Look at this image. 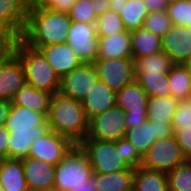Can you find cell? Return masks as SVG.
<instances>
[{"label":"cell","mask_w":191,"mask_h":191,"mask_svg":"<svg viewBox=\"0 0 191 191\" xmlns=\"http://www.w3.org/2000/svg\"><path fill=\"white\" fill-rule=\"evenodd\" d=\"M71 22L68 13L53 12L31 0L21 39L35 49L66 43Z\"/></svg>","instance_id":"6da1fadb"},{"label":"cell","mask_w":191,"mask_h":191,"mask_svg":"<svg viewBox=\"0 0 191 191\" xmlns=\"http://www.w3.org/2000/svg\"><path fill=\"white\" fill-rule=\"evenodd\" d=\"M5 127L10 131L8 159L28 157L34 141L50 131L43 114L19 105H11Z\"/></svg>","instance_id":"7a4b0ae2"},{"label":"cell","mask_w":191,"mask_h":191,"mask_svg":"<svg viewBox=\"0 0 191 191\" xmlns=\"http://www.w3.org/2000/svg\"><path fill=\"white\" fill-rule=\"evenodd\" d=\"M47 122L50 130L67 137L73 144H80L89 130L82 101L60 93L52 95Z\"/></svg>","instance_id":"3957f363"},{"label":"cell","mask_w":191,"mask_h":191,"mask_svg":"<svg viewBox=\"0 0 191 191\" xmlns=\"http://www.w3.org/2000/svg\"><path fill=\"white\" fill-rule=\"evenodd\" d=\"M7 46L20 59L27 84L53 95L59 93L61 77L39 49L27 45L21 38Z\"/></svg>","instance_id":"277c9868"},{"label":"cell","mask_w":191,"mask_h":191,"mask_svg":"<svg viewBox=\"0 0 191 191\" xmlns=\"http://www.w3.org/2000/svg\"><path fill=\"white\" fill-rule=\"evenodd\" d=\"M93 178V168L88 154L79 144H74L56 165L54 188L69 191Z\"/></svg>","instance_id":"5b68a950"},{"label":"cell","mask_w":191,"mask_h":191,"mask_svg":"<svg viewBox=\"0 0 191 191\" xmlns=\"http://www.w3.org/2000/svg\"><path fill=\"white\" fill-rule=\"evenodd\" d=\"M79 145L88 154L93 173L108 174L130 168L122 159L115 142L84 139Z\"/></svg>","instance_id":"8992f818"},{"label":"cell","mask_w":191,"mask_h":191,"mask_svg":"<svg viewBox=\"0 0 191 191\" xmlns=\"http://www.w3.org/2000/svg\"><path fill=\"white\" fill-rule=\"evenodd\" d=\"M31 0H0V45L22 37Z\"/></svg>","instance_id":"52a82bcc"},{"label":"cell","mask_w":191,"mask_h":191,"mask_svg":"<svg viewBox=\"0 0 191 191\" xmlns=\"http://www.w3.org/2000/svg\"><path fill=\"white\" fill-rule=\"evenodd\" d=\"M187 159L174 135L156 140L142 156L141 167L168 173Z\"/></svg>","instance_id":"ba28073f"},{"label":"cell","mask_w":191,"mask_h":191,"mask_svg":"<svg viewBox=\"0 0 191 191\" xmlns=\"http://www.w3.org/2000/svg\"><path fill=\"white\" fill-rule=\"evenodd\" d=\"M25 83L20 59L7 45H0V99L12 101Z\"/></svg>","instance_id":"9c48e42d"},{"label":"cell","mask_w":191,"mask_h":191,"mask_svg":"<svg viewBox=\"0 0 191 191\" xmlns=\"http://www.w3.org/2000/svg\"><path fill=\"white\" fill-rule=\"evenodd\" d=\"M126 131L125 112L115 105L89 120V130L85 139L116 142L125 137Z\"/></svg>","instance_id":"30bf717a"},{"label":"cell","mask_w":191,"mask_h":191,"mask_svg":"<svg viewBox=\"0 0 191 191\" xmlns=\"http://www.w3.org/2000/svg\"><path fill=\"white\" fill-rule=\"evenodd\" d=\"M93 64L99 80L116 93L136 80L133 58L97 59Z\"/></svg>","instance_id":"8fae6325"},{"label":"cell","mask_w":191,"mask_h":191,"mask_svg":"<svg viewBox=\"0 0 191 191\" xmlns=\"http://www.w3.org/2000/svg\"><path fill=\"white\" fill-rule=\"evenodd\" d=\"M66 43L83 63H94L98 51L96 23L72 21Z\"/></svg>","instance_id":"7c38bea8"},{"label":"cell","mask_w":191,"mask_h":191,"mask_svg":"<svg viewBox=\"0 0 191 191\" xmlns=\"http://www.w3.org/2000/svg\"><path fill=\"white\" fill-rule=\"evenodd\" d=\"M99 80L93 63H82L60 79L59 93L82 101Z\"/></svg>","instance_id":"4fadbf2b"},{"label":"cell","mask_w":191,"mask_h":191,"mask_svg":"<svg viewBox=\"0 0 191 191\" xmlns=\"http://www.w3.org/2000/svg\"><path fill=\"white\" fill-rule=\"evenodd\" d=\"M174 135L171 122H158L147 119L126 131L125 138L143 156L156 141Z\"/></svg>","instance_id":"5bb4252c"},{"label":"cell","mask_w":191,"mask_h":191,"mask_svg":"<svg viewBox=\"0 0 191 191\" xmlns=\"http://www.w3.org/2000/svg\"><path fill=\"white\" fill-rule=\"evenodd\" d=\"M74 144L64 136L50 130L31 145L28 157L57 165Z\"/></svg>","instance_id":"9a60e30c"},{"label":"cell","mask_w":191,"mask_h":191,"mask_svg":"<svg viewBox=\"0 0 191 191\" xmlns=\"http://www.w3.org/2000/svg\"><path fill=\"white\" fill-rule=\"evenodd\" d=\"M162 51L175 64H182L191 59V28L186 26L172 27L161 37Z\"/></svg>","instance_id":"2e32d148"},{"label":"cell","mask_w":191,"mask_h":191,"mask_svg":"<svg viewBox=\"0 0 191 191\" xmlns=\"http://www.w3.org/2000/svg\"><path fill=\"white\" fill-rule=\"evenodd\" d=\"M22 164L29 191H38L54 187L56 165L31 157L23 158Z\"/></svg>","instance_id":"e0dca14e"},{"label":"cell","mask_w":191,"mask_h":191,"mask_svg":"<svg viewBox=\"0 0 191 191\" xmlns=\"http://www.w3.org/2000/svg\"><path fill=\"white\" fill-rule=\"evenodd\" d=\"M39 50L60 77L83 63L67 43L43 46Z\"/></svg>","instance_id":"ac0fdd59"},{"label":"cell","mask_w":191,"mask_h":191,"mask_svg":"<svg viewBox=\"0 0 191 191\" xmlns=\"http://www.w3.org/2000/svg\"><path fill=\"white\" fill-rule=\"evenodd\" d=\"M82 105L87 119L90 120L116 105V92L110 89L103 81L98 80L82 100Z\"/></svg>","instance_id":"d6986e66"},{"label":"cell","mask_w":191,"mask_h":191,"mask_svg":"<svg viewBox=\"0 0 191 191\" xmlns=\"http://www.w3.org/2000/svg\"><path fill=\"white\" fill-rule=\"evenodd\" d=\"M133 58L131 31L98 37L97 59Z\"/></svg>","instance_id":"ffe728a7"},{"label":"cell","mask_w":191,"mask_h":191,"mask_svg":"<svg viewBox=\"0 0 191 191\" xmlns=\"http://www.w3.org/2000/svg\"><path fill=\"white\" fill-rule=\"evenodd\" d=\"M51 93L38 90L31 85L25 83L15 94L11 105H19L21 107L31 109L43 114L46 118L49 113Z\"/></svg>","instance_id":"44dd1931"},{"label":"cell","mask_w":191,"mask_h":191,"mask_svg":"<svg viewBox=\"0 0 191 191\" xmlns=\"http://www.w3.org/2000/svg\"><path fill=\"white\" fill-rule=\"evenodd\" d=\"M149 96L134 80L116 93V105L124 112L147 113Z\"/></svg>","instance_id":"7402d4cb"},{"label":"cell","mask_w":191,"mask_h":191,"mask_svg":"<svg viewBox=\"0 0 191 191\" xmlns=\"http://www.w3.org/2000/svg\"><path fill=\"white\" fill-rule=\"evenodd\" d=\"M0 185L5 191H29L22 159H4L0 161Z\"/></svg>","instance_id":"603a6c76"},{"label":"cell","mask_w":191,"mask_h":191,"mask_svg":"<svg viewBox=\"0 0 191 191\" xmlns=\"http://www.w3.org/2000/svg\"><path fill=\"white\" fill-rule=\"evenodd\" d=\"M134 168L108 174L93 173L97 191H133Z\"/></svg>","instance_id":"cb8c5ba5"},{"label":"cell","mask_w":191,"mask_h":191,"mask_svg":"<svg viewBox=\"0 0 191 191\" xmlns=\"http://www.w3.org/2000/svg\"><path fill=\"white\" fill-rule=\"evenodd\" d=\"M133 191H169L167 173L137 167L133 180Z\"/></svg>","instance_id":"d4e9b609"},{"label":"cell","mask_w":191,"mask_h":191,"mask_svg":"<svg viewBox=\"0 0 191 191\" xmlns=\"http://www.w3.org/2000/svg\"><path fill=\"white\" fill-rule=\"evenodd\" d=\"M131 45L134 60L162 51L161 37L143 27L131 31Z\"/></svg>","instance_id":"484cf974"},{"label":"cell","mask_w":191,"mask_h":191,"mask_svg":"<svg viewBox=\"0 0 191 191\" xmlns=\"http://www.w3.org/2000/svg\"><path fill=\"white\" fill-rule=\"evenodd\" d=\"M179 100L171 95L149 97L147 115L149 120L172 122Z\"/></svg>","instance_id":"4316f807"},{"label":"cell","mask_w":191,"mask_h":191,"mask_svg":"<svg viewBox=\"0 0 191 191\" xmlns=\"http://www.w3.org/2000/svg\"><path fill=\"white\" fill-rule=\"evenodd\" d=\"M119 14L126 30L142 28L149 11L143 0H122Z\"/></svg>","instance_id":"83f0119b"},{"label":"cell","mask_w":191,"mask_h":191,"mask_svg":"<svg viewBox=\"0 0 191 191\" xmlns=\"http://www.w3.org/2000/svg\"><path fill=\"white\" fill-rule=\"evenodd\" d=\"M134 62L135 74H168L172 67L175 65L172 59L163 51L144 57H137Z\"/></svg>","instance_id":"f1b7e54d"},{"label":"cell","mask_w":191,"mask_h":191,"mask_svg":"<svg viewBox=\"0 0 191 191\" xmlns=\"http://www.w3.org/2000/svg\"><path fill=\"white\" fill-rule=\"evenodd\" d=\"M170 95L177 100L191 99V78L182 64H175L168 73Z\"/></svg>","instance_id":"f546056e"},{"label":"cell","mask_w":191,"mask_h":191,"mask_svg":"<svg viewBox=\"0 0 191 191\" xmlns=\"http://www.w3.org/2000/svg\"><path fill=\"white\" fill-rule=\"evenodd\" d=\"M136 81L149 97L170 95L168 74L143 73L135 74Z\"/></svg>","instance_id":"4dcf8cb0"},{"label":"cell","mask_w":191,"mask_h":191,"mask_svg":"<svg viewBox=\"0 0 191 191\" xmlns=\"http://www.w3.org/2000/svg\"><path fill=\"white\" fill-rule=\"evenodd\" d=\"M169 191H191V160L167 173Z\"/></svg>","instance_id":"1f68e13d"},{"label":"cell","mask_w":191,"mask_h":191,"mask_svg":"<svg viewBox=\"0 0 191 191\" xmlns=\"http://www.w3.org/2000/svg\"><path fill=\"white\" fill-rule=\"evenodd\" d=\"M96 30L98 37L111 36L126 31L120 15L113 10H109L97 18Z\"/></svg>","instance_id":"d6a6232c"},{"label":"cell","mask_w":191,"mask_h":191,"mask_svg":"<svg viewBox=\"0 0 191 191\" xmlns=\"http://www.w3.org/2000/svg\"><path fill=\"white\" fill-rule=\"evenodd\" d=\"M167 13L172 25L191 28V0H171Z\"/></svg>","instance_id":"836d02e7"},{"label":"cell","mask_w":191,"mask_h":191,"mask_svg":"<svg viewBox=\"0 0 191 191\" xmlns=\"http://www.w3.org/2000/svg\"><path fill=\"white\" fill-rule=\"evenodd\" d=\"M172 27L167 11L149 12L144 20L143 28L162 37Z\"/></svg>","instance_id":"e575fe53"},{"label":"cell","mask_w":191,"mask_h":191,"mask_svg":"<svg viewBox=\"0 0 191 191\" xmlns=\"http://www.w3.org/2000/svg\"><path fill=\"white\" fill-rule=\"evenodd\" d=\"M90 0H76L68 12L71 21L83 23H96L97 16Z\"/></svg>","instance_id":"d590c367"},{"label":"cell","mask_w":191,"mask_h":191,"mask_svg":"<svg viewBox=\"0 0 191 191\" xmlns=\"http://www.w3.org/2000/svg\"><path fill=\"white\" fill-rule=\"evenodd\" d=\"M171 124L174 133L191 127V99L179 100Z\"/></svg>","instance_id":"8d00e7d4"},{"label":"cell","mask_w":191,"mask_h":191,"mask_svg":"<svg viewBox=\"0 0 191 191\" xmlns=\"http://www.w3.org/2000/svg\"><path fill=\"white\" fill-rule=\"evenodd\" d=\"M115 144L117 148H120L121 157L129 167L136 169L141 165L142 156L125 137L116 141Z\"/></svg>","instance_id":"74e56055"},{"label":"cell","mask_w":191,"mask_h":191,"mask_svg":"<svg viewBox=\"0 0 191 191\" xmlns=\"http://www.w3.org/2000/svg\"><path fill=\"white\" fill-rule=\"evenodd\" d=\"M174 136L185 158L191 160V127L176 131Z\"/></svg>","instance_id":"f35d334b"},{"label":"cell","mask_w":191,"mask_h":191,"mask_svg":"<svg viewBox=\"0 0 191 191\" xmlns=\"http://www.w3.org/2000/svg\"><path fill=\"white\" fill-rule=\"evenodd\" d=\"M44 8L53 12L68 13L76 0H37Z\"/></svg>","instance_id":"ab89813d"},{"label":"cell","mask_w":191,"mask_h":191,"mask_svg":"<svg viewBox=\"0 0 191 191\" xmlns=\"http://www.w3.org/2000/svg\"><path fill=\"white\" fill-rule=\"evenodd\" d=\"M10 131L5 126H0V161L8 159V146Z\"/></svg>","instance_id":"60d3db41"},{"label":"cell","mask_w":191,"mask_h":191,"mask_svg":"<svg viewBox=\"0 0 191 191\" xmlns=\"http://www.w3.org/2000/svg\"><path fill=\"white\" fill-rule=\"evenodd\" d=\"M148 119L147 113L125 112V124L127 130L145 122Z\"/></svg>","instance_id":"b9f144b4"},{"label":"cell","mask_w":191,"mask_h":191,"mask_svg":"<svg viewBox=\"0 0 191 191\" xmlns=\"http://www.w3.org/2000/svg\"><path fill=\"white\" fill-rule=\"evenodd\" d=\"M171 0H143L149 12L167 11Z\"/></svg>","instance_id":"7bdbcfd3"},{"label":"cell","mask_w":191,"mask_h":191,"mask_svg":"<svg viewBox=\"0 0 191 191\" xmlns=\"http://www.w3.org/2000/svg\"><path fill=\"white\" fill-rule=\"evenodd\" d=\"M94 7V12L97 17L105 14L110 10L109 0H90Z\"/></svg>","instance_id":"ee69618b"},{"label":"cell","mask_w":191,"mask_h":191,"mask_svg":"<svg viewBox=\"0 0 191 191\" xmlns=\"http://www.w3.org/2000/svg\"><path fill=\"white\" fill-rule=\"evenodd\" d=\"M10 107L11 101L0 99V126H5Z\"/></svg>","instance_id":"f6af8a7d"},{"label":"cell","mask_w":191,"mask_h":191,"mask_svg":"<svg viewBox=\"0 0 191 191\" xmlns=\"http://www.w3.org/2000/svg\"><path fill=\"white\" fill-rule=\"evenodd\" d=\"M69 191H97L95 186L94 178L89 179L88 181L81 184V186L77 188H73Z\"/></svg>","instance_id":"bcb514c9"},{"label":"cell","mask_w":191,"mask_h":191,"mask_svg":"<svg viewBox=\"0 0 191 191\" xmlns=\"http://www.w3.org/2000/svg\"><path fill=\"white\" fill-rule=\"evenodd\" d=\"M110 3V10L115 11L116 13L120 14L122 12V0H109Z\"/></svg>","instance_id":"7dc6e473"},{"label":"cell","mask_w":191,"mask_h":191,"mask_svg":"<svg viewBox=\"0 0 191 191\" xmlns=\"http://www.w3.org/2000/svg\"><path fill=\"white\" fill-rule=\"evenodd\" d=\"M182 65L184 66V68L186 69L187 71V74L190 76L191 78V59L185 61L182 63Z\"/></svg>","instance_id":"c3c4849f"},{"label":"cell","mask_w":191,"mask_h":191,"mask_svg":"<svg viewBox=\"0 0 191 191\" xmlns=\"http://www.w3.org/2000/svg\"><path fill=\"white\" fill-rule=\"evenodd\" d=\"M38 191H58V190L53 187L50 189H43V190H38Z\"/></svg>","instance_id":"681fc988"},{"label":"cell","mask_w":191,"mask_h":191,"mask_svg":"<svg viewBox=\"0 0 191 191\" xmlns=\"http://www.w3.org/2000/svg\"><path fill=\"white\" fill-rule=\"evenodd\" d=\"M0 191H5L1 185H0Z\"/></svg>","instance_id":"f907efd6"}]
</instances>
